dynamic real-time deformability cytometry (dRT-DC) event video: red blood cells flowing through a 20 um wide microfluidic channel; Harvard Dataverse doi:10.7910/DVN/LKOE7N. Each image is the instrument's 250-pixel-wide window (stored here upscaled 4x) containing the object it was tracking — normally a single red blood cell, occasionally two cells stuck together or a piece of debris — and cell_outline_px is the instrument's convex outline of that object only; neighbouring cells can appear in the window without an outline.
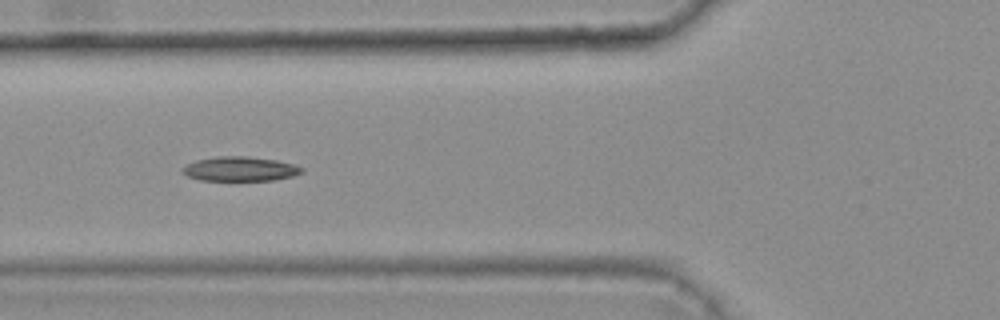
{"species": "common noctule bat (a hibernating species)", "species_latin": "Nyctalus noctula", "temperature_condition": "warm", "stored_images_in_passage": 47, "camera_frame_rate_fps": 3000, "um_per_image_px": 0.085, "animal": {"sex": "female", "body_mass_g": 25.1}, "frame": {"image": 1, "passage_image": 21, "time_ms": 6.667, "image_size_px": [1000, 320], "cell_outline_px": [[304, 172], [292, 176], [276, 180], [200, 180], [188, 176], [180, 172], [180, 168], [196, 160], [216, 156], [248, 156], [276, 160], [292, 164], [304, 168]], "centroid_in_image_um": [20.39, 14.35], "position_along_channel_um": 105.4, "area_um2": 17.05}}